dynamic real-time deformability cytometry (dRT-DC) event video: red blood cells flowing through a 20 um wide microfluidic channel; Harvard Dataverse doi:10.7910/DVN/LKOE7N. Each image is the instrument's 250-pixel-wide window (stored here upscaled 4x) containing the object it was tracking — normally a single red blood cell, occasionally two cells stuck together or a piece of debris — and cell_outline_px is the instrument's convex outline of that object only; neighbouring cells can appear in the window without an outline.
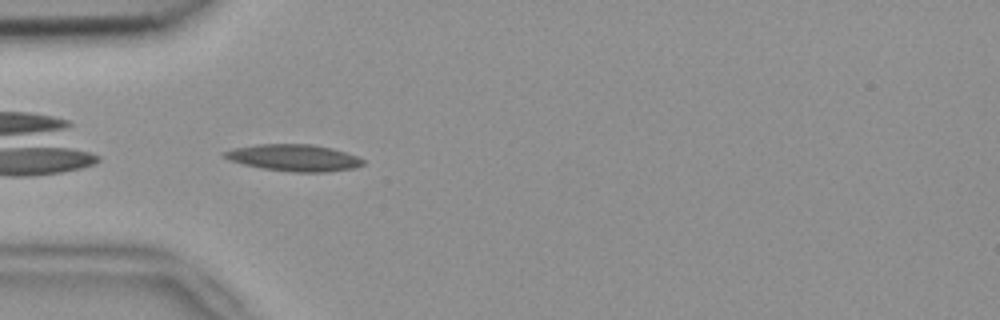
{"species": "common noctule bat (a hibernating species)", "species_latin": "Nyctalus noctula", "temperature_condition": "room temperature", "stored_images_in_passage": 37, "camera_frame_rate_fps": 3000, "um_per_image_px": 0.085, "animal": {"sex": "female", "body_mass_g": 18.4}, "frame": {"image": 1, "passage_image": 1, "time_ms": 0.0, "image_size_px": [1000, 320], "cell_outline_px": [[364, 164], [356, 168], [328, 172], [292, 172], [264, 168], [244, 164], [228, 160], [220, 152], [236, 148], [256, 144], [312, 144], [332, 148], [356, 156], [364, 160]], "centroid_in_image_um": [24.99, 13.41], "position_along_channel_um": 60.0, "area_um2": 21.56}}
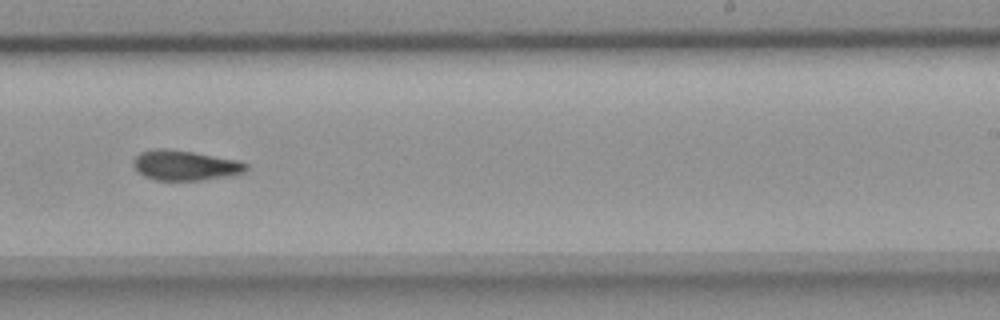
{"frame": {"image": 2, "passage_image": 18, "time_ms": 5.667, "image_size_px": [1000, 320], "cell_outline_px": [[248, 168], [244, 172], [236, 176], [200, 180], [156, 180], [144, 176], [136, 172], [132, 164], [132, 160], [140, 152], [156, 148], [164, 148], [192, 152], [240, 160], [248, 164]], "centroid_in_image_um": [15.75, 14.06], "position_along_channel_um": 273.3, "area_um2": 20.11}}
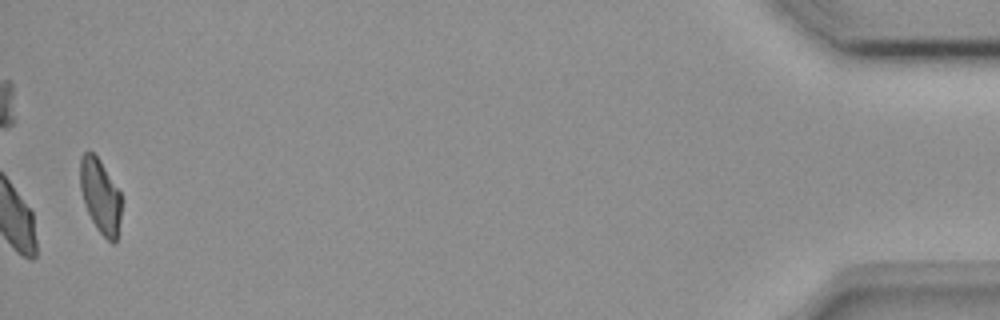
{"frame": {"image": 3, "passage_image": 37, "time_ms": 12.0, "image_size_px": [1000, 320], "cell_outline_px": [[120, 220], [116, 244], [112, 244], [96, 228], [84, 204], [80, 188], [80, 156], [84, 152], [92, 152], [100, 160], [120, 192]], "centroid_in_image_um": [8.51, 16.68], "position_along_channel_um": 426.7, "area_um2": 17.74}, "authors_computed_cell_mechanics": {"area_um2": 19.5364, "velocity_mm_per_s": 3.8198, "shape_relaxation_time_tau1_ms": null, "shape_relaxation_time_tau2_ms": 8.0837, "deformation_change_tau1": null, "deformation_change_tau2": 0.1742}}